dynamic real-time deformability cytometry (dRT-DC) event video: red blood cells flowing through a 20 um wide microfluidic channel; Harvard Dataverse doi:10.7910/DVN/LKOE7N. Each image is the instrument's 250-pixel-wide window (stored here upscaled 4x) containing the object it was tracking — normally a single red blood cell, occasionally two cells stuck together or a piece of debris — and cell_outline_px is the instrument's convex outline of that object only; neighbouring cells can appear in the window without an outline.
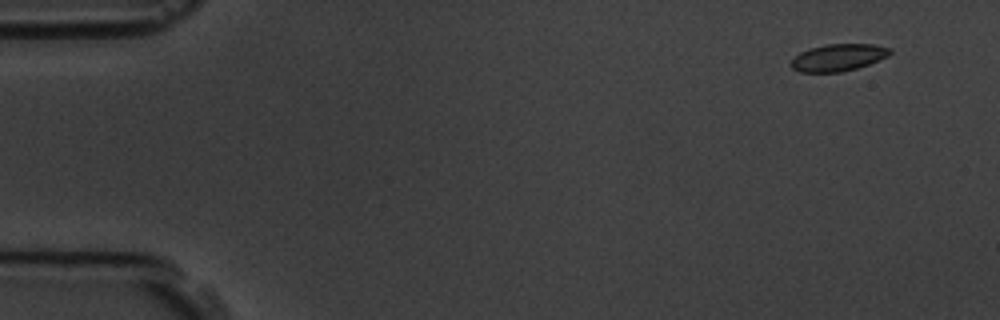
{"species": "common noctule bat (a hibernating species)", "species_latin": "Nyctalus noctula", "temperature_condition": "room temperature", "stored_images_in_passage": 5, "camera_frame_rate_fps": 3000, "um_per_image_px": 0.085, "animal": {"sex": "male", "body_mass_g": 19.5, "forearm_length_mm": 54.6}, "frame": {"image": 1, "passage_image": 1, "time_ms": 0.0, "image_size_px": [1000, 320], "cell_outline_px": [[892, 52], [888, 56], [868, 64], [856, 68], [840, 72], [800, 72], [792, 68], [788, 64], [800, 52], [808, 48], [828, 44], [872, 44], [892, 48]], "centroid_in_image_um": [71.23, 4.88], "position_along_channel_um": 13.8, "area_um2": 15.61}}
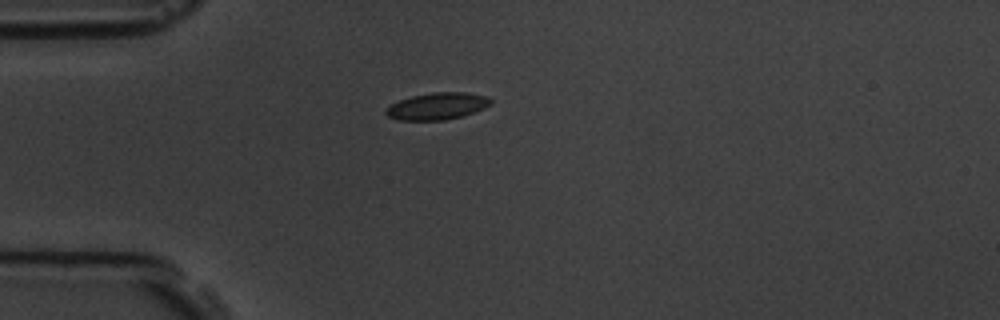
{"frame": {"image": 2, "passage_image": 4, "time_ms": 3.667, "image_size_px": [1000, 320], "cell_outline_px": [[492, 104], [484, 108], [460, 116], [444, 120], [400, 120], [388, 116], [384, 112], [392, 104], [400, 100], [412, 96], [432, 92], [468, 92], [488, 96], [492, 100]], "centroid_in_image_um": [37.2, 9.01], "position_along_channel_um": 47.8, "area_um2": 16.3}}